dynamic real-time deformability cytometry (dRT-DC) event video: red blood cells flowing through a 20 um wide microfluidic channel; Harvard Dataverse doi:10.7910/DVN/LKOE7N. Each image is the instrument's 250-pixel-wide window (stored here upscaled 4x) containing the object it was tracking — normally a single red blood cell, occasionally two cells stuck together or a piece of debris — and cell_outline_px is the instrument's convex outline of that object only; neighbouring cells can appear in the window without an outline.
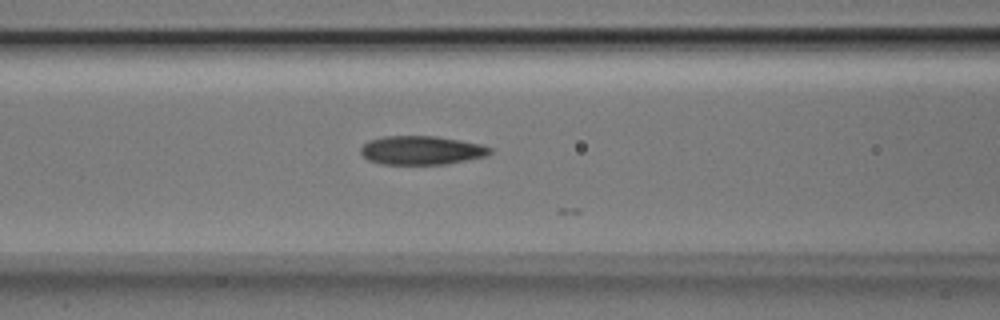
{"species": "Egyptian fruit bat (a non-hibernating species)", "species_latin": "Rousettus aegyptiacus", "temperature_condition": "room temperature", "stored_images_in_passage": 6, "camera_frame_rate_fps": 3000, "um_per_image_px": 0.085, "animal": {"sex": "male"}, "frame": {"image": 1, "passage_image": 5, "time_ms": 1.333, "image_size_px": [1000, 320], "cell_outline_px": [[492, 152], [488, 156], [448, 164], [380, 164], [368, 160], [360, 152], [360, 148], [368, 140], [384, 136], [436, 136], [460, 140], [480, 144], [492, 148]], "centroid_in_image_um": [35.84, 12.78], "position_along_channel_um": 130.8, "area_um2": 21.85}}